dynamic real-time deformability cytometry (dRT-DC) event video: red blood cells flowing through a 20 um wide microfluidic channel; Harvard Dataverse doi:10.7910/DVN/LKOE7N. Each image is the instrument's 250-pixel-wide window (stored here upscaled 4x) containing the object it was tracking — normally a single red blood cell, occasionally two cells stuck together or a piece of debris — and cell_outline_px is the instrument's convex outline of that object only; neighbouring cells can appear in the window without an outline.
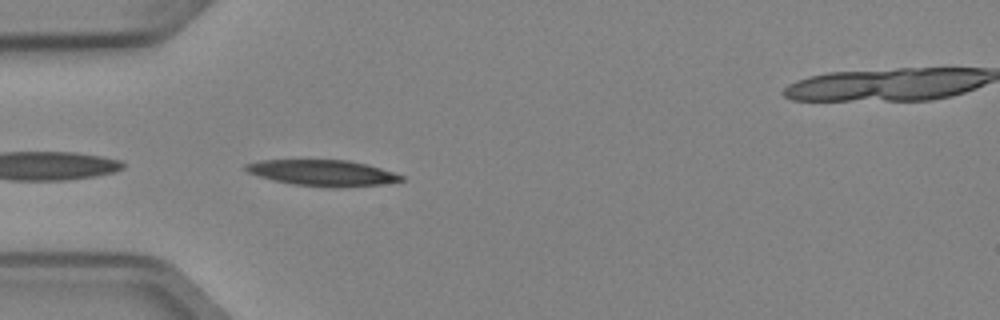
{"species": "Egyptian fruit bat (a non-hibernating species)", "species_latin": "Rousettus aegyptiacus", "temperature_condition": "cold", "stored_images_in_passage": 7, "camera_frame_rate_fps": 3000, "um_per_image_px": 0.085, "animal": {"sex": "female"}, "frame": {"image": 1, "passage_image": 1, "time_ms": 0.0, "image_size_px": [1000, 320], "cell_outline_px": [[404, 180], [380, 184], [332, 188], [328, 188], [292, 184], [272, 180], [248, 172], [244, 168], [244, 164], [260, 160], [348, 160], [380, 168], [404, 176]], "centroid_in_image_um": [27.38, 14.7], "position_along_channel_um": 57.6, "area_um2": 23.41}}
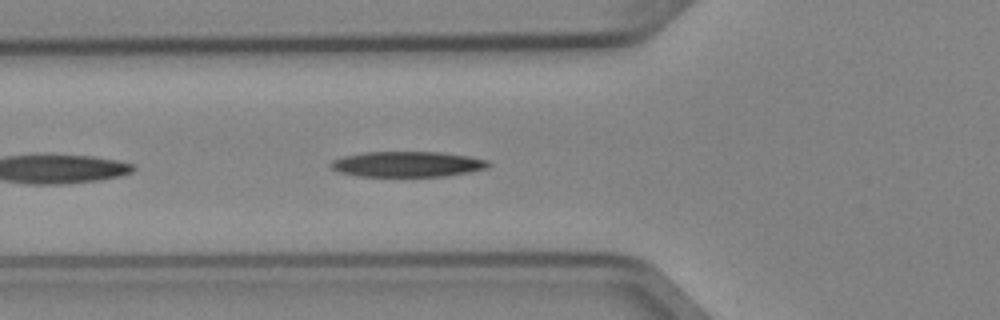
{"frame": {"image": 2, "passage_image": 4, "time_ms": 1.0, "image_size_px": [1000, 320], "cell_outline_px": [[492, 164], [488, 168], [468, 172], [444, 176], [360, 176], [340, 172], [332, 168], [328, 164], [332, 160], [344, 156], [364, 152], [440, 152], [468, 156], [488, 160]], "centroid_in_image_um": [34.64, 13.95], "position_along_channel_um": 91.2, "area_um2": 23.35}}